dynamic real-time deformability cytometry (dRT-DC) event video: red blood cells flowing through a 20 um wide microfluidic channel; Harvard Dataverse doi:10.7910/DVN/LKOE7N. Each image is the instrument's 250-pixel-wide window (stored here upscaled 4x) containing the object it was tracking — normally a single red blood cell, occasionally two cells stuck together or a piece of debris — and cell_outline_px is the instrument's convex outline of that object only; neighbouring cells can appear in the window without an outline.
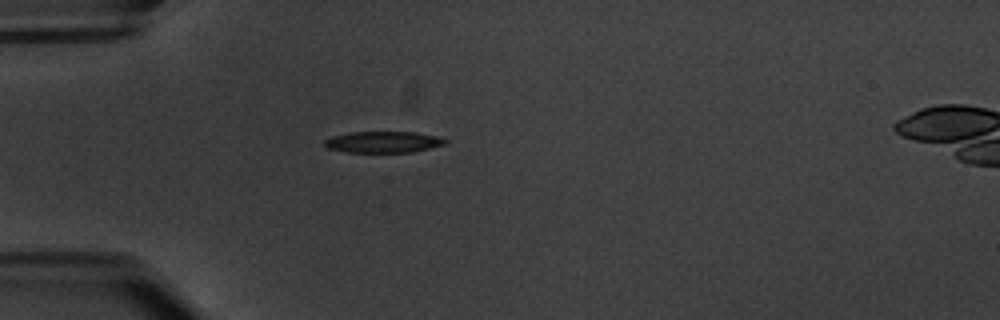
{"species": "common noctule bat (a hibernating species)", "species_latin": "Nyctalus noctula", "temperature_condition": "warm", "stored_images_in_passage": 1, "camera_frame_rate_fps": 3000, "um_per_image_px": 0.085, "animal": {"sex": "male", "body_mass_g": 20.1, "forearm_length_mm": 53.5}, "frame": {"image": 1, "passage_image": 1, "time_ms": 0.0, "image_size_px": [1000, 320], "cell_outline_px": [[448, 144], [412, 152], [348, 152], [328, 148], [324, 144], [324, 140], [332, 136], [348, 132], [416, 132], [436, 136], [448, 140]], "centroid_in_image_um": [32.6, 12.07], "position_along_channel_um": 52.4, "area_um2": 15.03}}